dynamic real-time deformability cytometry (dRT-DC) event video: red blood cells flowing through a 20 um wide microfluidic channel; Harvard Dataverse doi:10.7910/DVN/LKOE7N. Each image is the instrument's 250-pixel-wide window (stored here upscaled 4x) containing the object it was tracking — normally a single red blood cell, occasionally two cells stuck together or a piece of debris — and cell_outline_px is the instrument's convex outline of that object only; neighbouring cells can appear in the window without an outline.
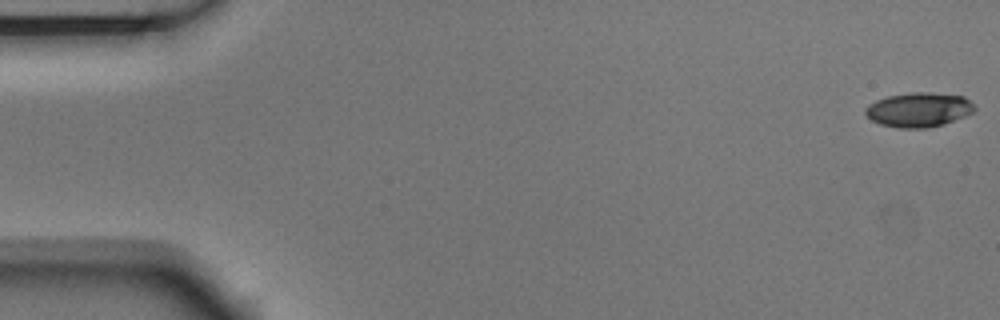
{"species": "Egyptian fruit bat (a non-hibernating species)", "species_latin": "Rousettus aegyptiacus", "temperature_condition": "room temperature", "stored_images_in_passage": 54, "camera_frame_rate_fps": 3000, "um_per_image_px": 0.085, "animal": {"sex": "male"}, "frame": {"image": 1, "passage_image": 1, "time_ms": 0.0, "image_size_px": [1000, 320], "cell_outline_px": [[976, 108], [972, 112], [964, 116], [944, 124], [928, 128], [896, 128], [880, 124], [872, 120], [864, 112], [864, 108], [868, 104], [876, 100], [888, 96], [912, 92], [932, 92], [964, 96]], "centroid_in_image_um": [78.07, 9.32], "position_along_channel_um": 6.9, "area_um2": 21.96}}
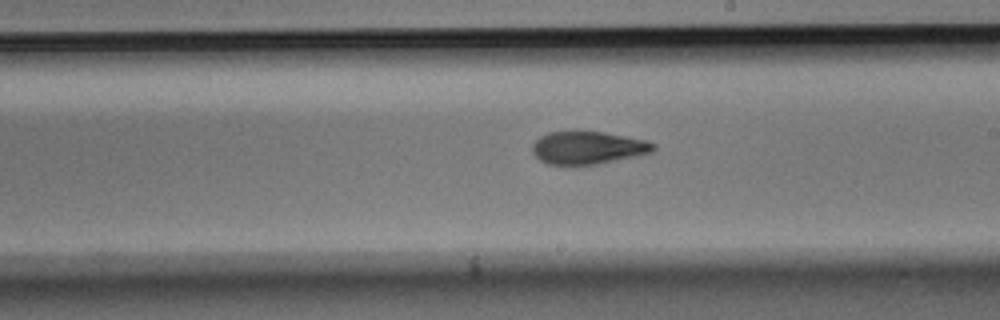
{"frame": {"image": 2, "passage_image": 31, "time_ms": 10.0, "image_size_px": [1000, 320], "cell_outline_px": [[656, 148], [652, 152], [636, 156], [596, 164], [548, 164], [540, 160], [532, 152], [532, 144], [540, 136], [548, 132], [576, 128], [604, 132], [644, 140], [656, 144]], "centroid_in_image_um": [49.93, 12.51], "position_along_channel_um": 239.1, "area_um2": 23.58}}
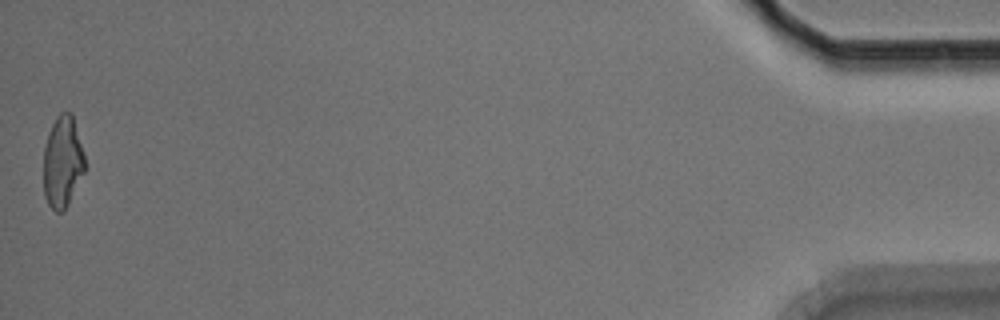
{"frame": {"image": 3, "passage_image": 54, "time_ms": 17.667, "image_size_px": [1000, 320], "cell_outline_px": [[84, 172], [64, 212], [56, 212], [48, 204], [44, 196], [44, 148], [48, 132], [56, 116], [60, 112], [72, 112], [84, 156]], "centroid_in_image_um": [5.3, 13.76], "position_along_channel_um": 429.9, "area_um2": 21.96}, "authors_computed_cell_mechanics": {"area_um2": 23.0622, "velocity_mm_per_s": 3.7335, "shape_relaxation_time_tau1_ms": 7.1091, "shape_relaxation_time_tau2_ms": 2.3513, "deformation_change_tau1": 0.2038, "deformation_change_tau2": 0.0915}}